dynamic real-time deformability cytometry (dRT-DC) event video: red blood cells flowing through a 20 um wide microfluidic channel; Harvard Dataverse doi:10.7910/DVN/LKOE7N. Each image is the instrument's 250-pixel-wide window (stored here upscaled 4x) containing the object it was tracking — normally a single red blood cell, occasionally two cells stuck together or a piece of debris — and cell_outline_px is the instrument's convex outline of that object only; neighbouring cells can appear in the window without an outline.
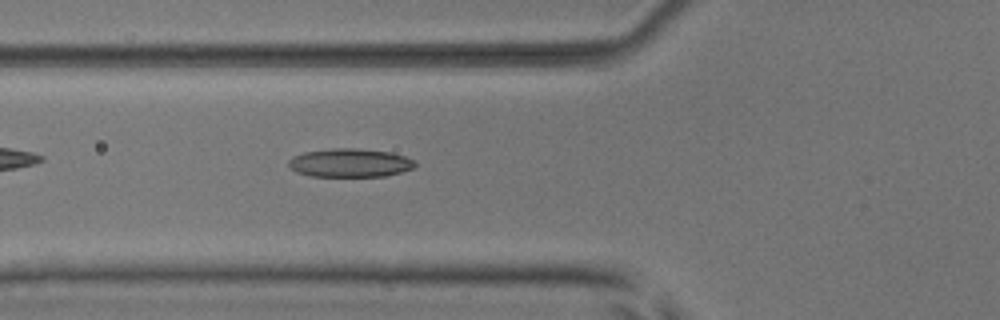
{"species": "common noctule bat (a hibernating species)", "species_latin": "Nyctalus noctula", "temperature_condition": "room temperature", "stored_images_in_passage": 4, "camera_frame_rate_fps": 3000, "um_per_image_px": 0.085, "animal": {"sex": "male", "body_mass_g": 17.9, "forearm_length_mm": 54.2}, "frame": {"image": 1, "passage_image": 4, "time_ms": 1.0, "image_size_px": [1000, 320], "cell_outline_px": [[416, 164], [412, 168], [400, 172], [384, 176], [312, 176], [296, 172], [288, 164], [288, 160], [292, 156], [304, 152], [332, 148], [356, 148], [392, 152], [404, 156], [412, 160]], "centroid_in_image_um": [29.71, 13.83], "position_along_channel_um": 96.1, "area_um2": 20.92}}